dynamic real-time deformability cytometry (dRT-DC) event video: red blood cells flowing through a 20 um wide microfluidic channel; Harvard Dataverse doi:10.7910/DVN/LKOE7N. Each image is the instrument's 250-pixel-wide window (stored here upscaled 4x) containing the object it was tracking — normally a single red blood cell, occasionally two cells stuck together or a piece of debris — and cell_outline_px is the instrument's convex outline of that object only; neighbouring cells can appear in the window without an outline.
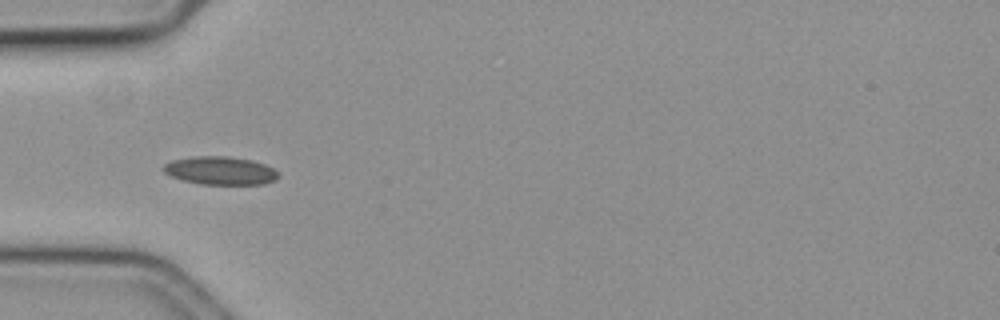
{"species": "common noctule bat (a hibernating species)", "species_latin": "Nyctalus noctula", "temperature_condition": "cold", "stored_images_in_passage": 40, "camera_frame_rate_fps": 3000, "um_per_image_px": 0.085, "animal": {"sex": "female", "body_mass_g": 19.3, "forearm_length_mm": 54.1}, "frame": {"image": 1, "passage_image": 1, "time_ms": 0.0, "image_size_px": [1000, 320], "cell_outline_px": [[280, 176], [276, 180], [264, 184], [200, 184], [184, 180], [172, 176], [164, 172], [160, 168], [164, 164], [172, 160], [192, 156], [228, 156], [252, 160], [264, 164], [272, 168]], "centroid_in_image_um": [18.71, 14.49], "position_along_channel_um": 66.3, "area_um2": 18.9}}
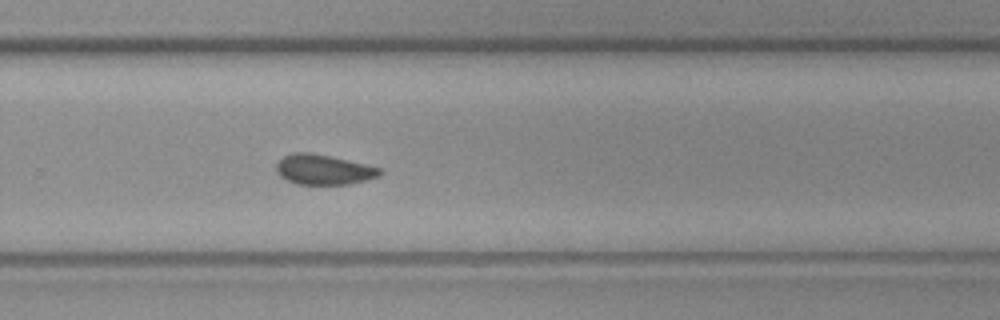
{"frame": {"image": 2, "passage_image": 21, "time_ms": 6.667, "image_size_px": [1000, 320], "cell_outline_px": [[384, 172], [380, 176], [348, 184], [296, 184], [280, 176], [276, 172], [276, 164], [284, 156], [292, 152], [308, 152], [332, 156], [380, 168]], "centroid_in_image_um": [27.49, 14.41], "position_along_channel_um": 302.3, "area_um2": 18.09}}
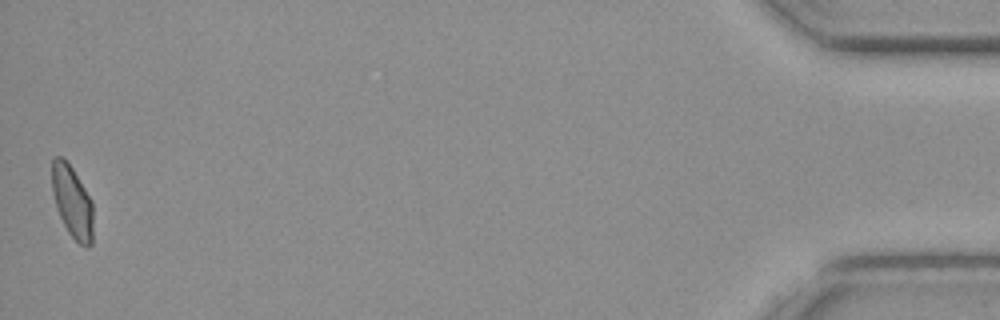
{"frame": {"image": 3, "passage_image": 40, "time_ms": 13.0, "image_size_px": [1000, 320], "cell_outline_px": [[92, 244], [88, 248], [80, 244], [68, 232], [56, 208], [52, 192], [52, 160], [56, 156], [60, 156], [72, 168], [92, 200]], "centroid_in_image_um": [6.14, 17.17], "position_along_channel_um": 429.1, "area_um2": 17.11}, "authors_computed_cell_mechanics": {"area_um2": 18.0625, "velocity_mm_per_s": 3.5591, "shape_relaxation_time_tau1_ms": null, "shape_relaxation_time_tau2_ms": 5.6223, "deformation_change_tau1": null, "deformation_change_tau2": 0.0964}}